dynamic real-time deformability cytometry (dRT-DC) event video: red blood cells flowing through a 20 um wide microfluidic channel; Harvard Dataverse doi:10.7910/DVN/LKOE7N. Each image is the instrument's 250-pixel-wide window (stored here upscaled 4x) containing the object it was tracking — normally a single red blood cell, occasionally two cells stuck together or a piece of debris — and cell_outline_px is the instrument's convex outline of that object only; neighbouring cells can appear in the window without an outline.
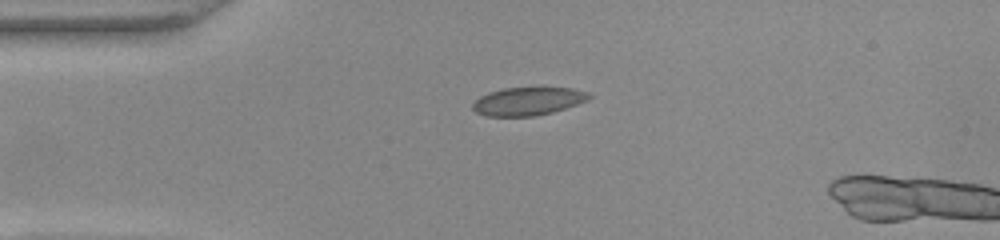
{"species": "common noctule bat (a hibernating species)", "species_latin": "Nyctalus noctula", "temperature_condition": "warm", "stored_images_in_passage": 3, "camera_frame_rate_fps": 3000, "um_per_image_px": 0.085, "animal": {"sex": "female", "body_mass_g": 22.0, "forearm_length_mm": 56.7}, "frame": {"image": 1, "passage_image": 1, "time_ms": 0.0, "image_size_px": [1000, 240], "cell_outline_px": [[592, 96], [588, 100], [552, 112], [536, 116], [484, 116], [476, 112], [472, 108], [472, 104], [480, 96], [488, 92], [504, 88], [572, 88], [588, 92]], "centroid_in_image_um": [44.85, 8.61], "position_along_channel_um": 40.1, "area_um2": 18.96}}